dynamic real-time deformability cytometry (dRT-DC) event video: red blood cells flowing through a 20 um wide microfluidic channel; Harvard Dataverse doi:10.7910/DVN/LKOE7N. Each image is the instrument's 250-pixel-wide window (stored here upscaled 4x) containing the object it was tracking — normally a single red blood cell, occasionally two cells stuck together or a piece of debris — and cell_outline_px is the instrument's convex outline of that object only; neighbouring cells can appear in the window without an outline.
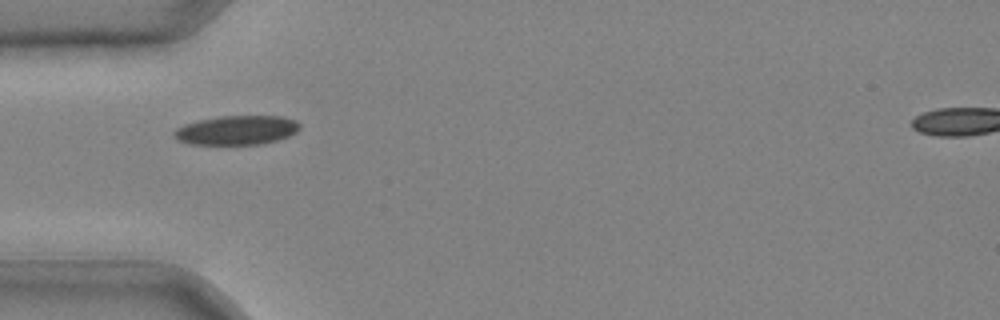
{"species": "common noctule bat (a hibernating species)", "species_latin": "Nyctalus noctula", "temperature_condition": "cold", "stored_images_in_passage": 27, "camera_frame_rate_fps": 3000, "um_per_image_px": 0.085, "animal": {"sex": "male", "body_mass_g": 20.4}, "frame": {"image": 1, "passage_image": 1, "time_ms": 0.0, "image_size_px": [1000, 320], "cell_outline_px": [[300, 128], [296, 132], [288, 136], [276, 140], [260, 144], [188, 144], [176, 140], [172, 136], [172, 132], [176, 128], [184, 124], [200, 120], [220, 116], [284, 116], [296, 120], [300, 124]], "centroid_in_image_um": [20.09, 11.06], "position_along_channel_um": 64.9, "area_um2": 21.5}}
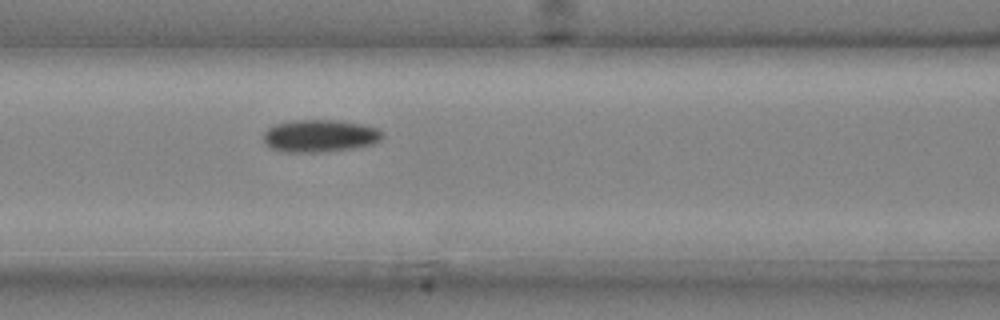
{"frame": {"image": 2, "passage_image": 6, "time_ms": 1.667, "image_size_px": [1000, 320], "cell_outline_px": [[384, 136], [380, 140], [372, 144], [352, 148], [320, 152], [284, 152], [272, 148], [264, 144], [264, 132], [268, 128], [276, 124], [292, 120], [340, 120], [364, 124], [376, 128]], "centroid_in_image_um": [27.17, 11.54], "position_along_channel_um": 139.4, "area_um2": 22.48}}
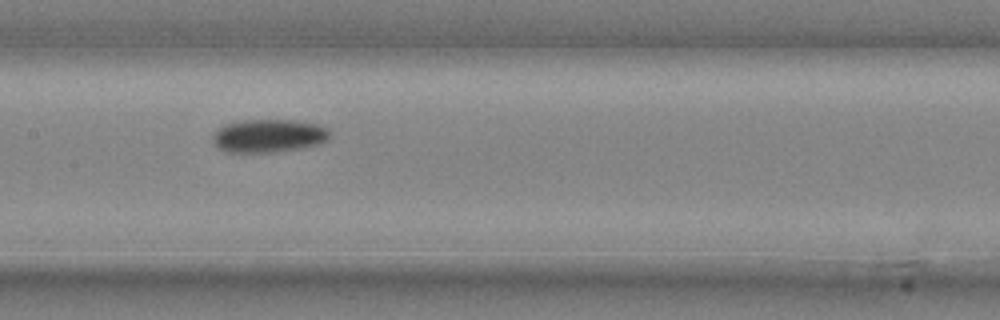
{"frame": {"image": 3, "passage_image": 9, "time_ms": 2.667, "image_size_px": [1000, 320], "cell_outline_px": [[332, 136], [328, 140], [320, 144], [304, 148], [276, 152], [228, 152], [220, 148], [216, 144], [212, 136], [224, 124], [240, 120], [296, 120], [320, 124], [328, 128], [332, 132]], "centroid_in_image_um": [22.95, 11.53], "position_along_channel_um": 184.5, "area_um2": 22.95}}